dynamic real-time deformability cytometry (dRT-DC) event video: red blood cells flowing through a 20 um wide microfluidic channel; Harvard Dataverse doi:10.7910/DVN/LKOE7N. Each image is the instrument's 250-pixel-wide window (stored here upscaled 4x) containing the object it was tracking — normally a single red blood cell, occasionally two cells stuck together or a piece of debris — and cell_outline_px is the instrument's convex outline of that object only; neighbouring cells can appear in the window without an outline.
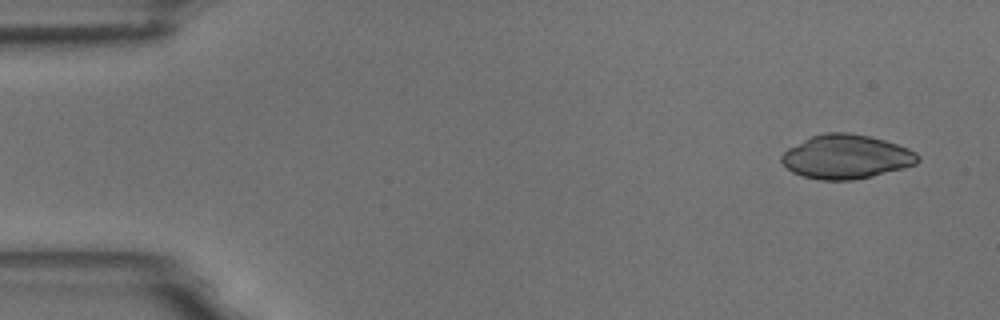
{"species": "common noctule bat (a hibernating species)", "species_latin": "Nyctalus noctula", "temperature_condition": "room temperature", "stored_images_in_passage": 5, "camera_frame_rate_fps": 3000, "um_per_image_px": 0.085, "animal": {"sex": "male", "body_mass_g": 18.8}, "frame": {"image": 1, "passage_image": 1, "time_ms": 0.0, "image_size_px": [1000, 320], "cell_outline_px": [[920, 160], [916, 164], [904, 168], [872, 176], [852, 180], [820, 180], [804, 176], [792, 172], [780, 160], [780, 156], [788, 148], [812, 136], [824, 132], [848, 132], [868, 136], [884, 140], [908, 148], [916, 152], [920, 156]], "centroid_in_image_um": [71.94, 13.32], "position_along_channel_um": 13.1, "area_um2": 34.91}}